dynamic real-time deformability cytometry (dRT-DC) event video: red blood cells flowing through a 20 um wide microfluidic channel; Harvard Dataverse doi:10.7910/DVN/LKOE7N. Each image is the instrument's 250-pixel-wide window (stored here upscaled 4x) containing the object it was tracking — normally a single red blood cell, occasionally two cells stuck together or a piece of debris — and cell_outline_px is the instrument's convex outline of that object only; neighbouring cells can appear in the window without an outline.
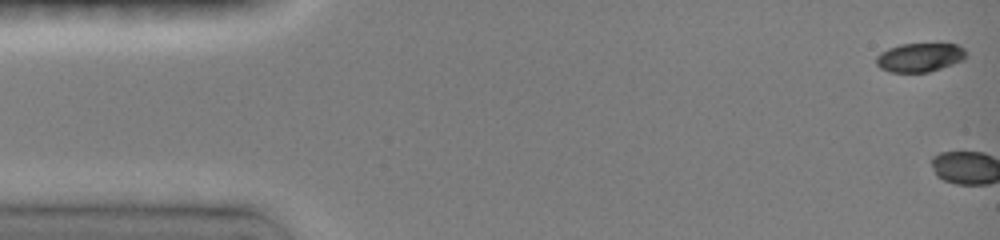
{"species": "common noctule bat (a hibernating species)", "species_latin": "Nyctalus noctula", "temperature_condition": "room temperature", "stored_images_in_passage": 2, "camera_frame_rate_fps": 3000, "um_per_image_px": 0.085, "animal": {"sex": "female", "body_mass_g": 19.0, "forearm_length_mm": 51.5}, "frame": {"image": 1, "passage_image": 1, "time_ms": 0.0, "image_size_px": [1000, 240], "cell_outline_px": [[968, 52], [964, 60], [928, 72], [888, 72], [880, 68], [876, 64], [876, 56], [880, 52], [888, 48], [900, 44], [956, 44], [964, 48]], "centroid_in_image_um": [78.17, 4.88], "position_along_channel_um": 6.8, "area_um2": 15.2}}